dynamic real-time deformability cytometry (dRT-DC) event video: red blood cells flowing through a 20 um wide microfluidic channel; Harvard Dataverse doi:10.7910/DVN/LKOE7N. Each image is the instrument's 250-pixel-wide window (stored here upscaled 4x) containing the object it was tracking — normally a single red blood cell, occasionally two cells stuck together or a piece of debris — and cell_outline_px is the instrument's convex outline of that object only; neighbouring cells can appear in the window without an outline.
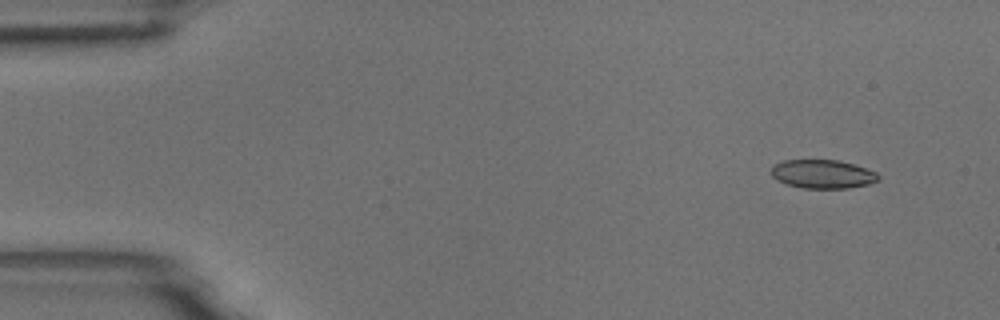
{"species": "common noctule bat (a hibernating species)", "species_latin": "Nyctalus noctula", "temperature_condition": "room temperature", "stored_images_in_passage": 5, "camera_frame_rate_fps": 3000, "um_per_image_px": 0.085, "animal": {"sex": "male", "body_mass_g": 18.8}, "frame": {"image": 1, "passage_image": 2, "time_ms": 0.333, "image_size_px": [1000, 320], "cell_outline_px": [[880, 180], [868, 184], [848, 188], [804, 188], [788, 184], [776, 180], [768, 172], [772, 164], [784, 160], [840, 160], [876, 172], [880, 176]], "centroid_in_image_um": [69.88, 14.79], "position_along_channel_um": 15.1, "area_um2": 18.03}}
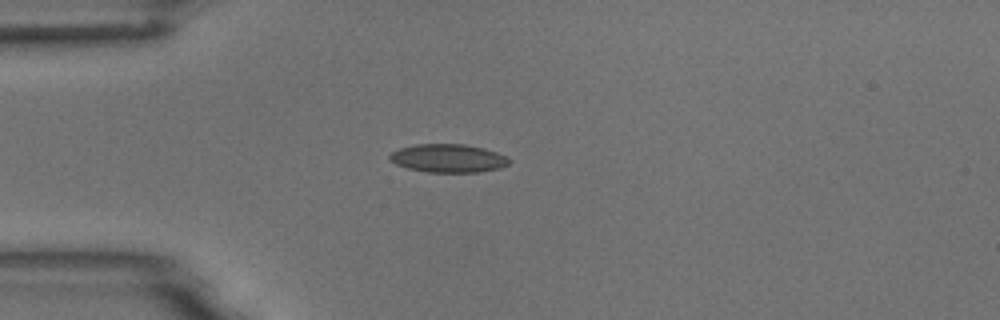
{"frame": {"image": 2, "passage_image": 5, "time_ms": 1.333, "image_size_px": [1000, 320], "cell_outline_px": [[512, 160], [508, 164], [500, 168], [480, 172], [428, 172], [408, 168], [396, 164], [388, 156], [392, 152], [400, 148], [416, 144], [464, 144], [484, 148], [496, 152]], "centroid_in_image_um": [38.11, 13.45], "position_along_channel_um": 46.9, "area_um2": 19.59}}